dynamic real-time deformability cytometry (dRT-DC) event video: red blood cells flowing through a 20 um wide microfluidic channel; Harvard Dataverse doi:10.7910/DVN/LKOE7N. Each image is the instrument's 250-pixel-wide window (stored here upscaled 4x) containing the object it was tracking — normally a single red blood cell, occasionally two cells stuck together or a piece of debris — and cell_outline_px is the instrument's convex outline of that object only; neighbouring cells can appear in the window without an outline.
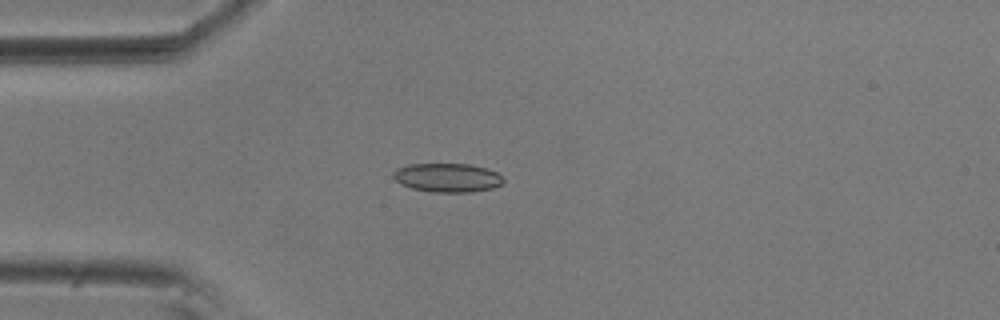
{"species": "common noctule bat (a hibernating species)", "species_latin": "Nyctalus noctula", "temperature_condition": "room temperature", "stored_images_in_passage": 18, "camera_frame_rate_fps": 3000, "um_per_image_px": 0.085, "animal": {"sex": "male", "body_mass_g": 20.5, "forearm_length_mm": 52.5}, "frame": {"image": 1, "passage_image": 15, "time_ms": 4.667, "image_size_px": [1000, 320], "cell_outline_px": [[504, 184], [492, 188], [472, 192], [432, 192], [412, 188], [396, 180], [392, 176], [392, 172], [396, 168], [408, 164], [468, 164], [488, 168], [496, 172], [504, 180]], "centroid_in_image_um": [38.04, 15.09], "position_along_channel_um": 47.0, "area_um2": 18.55}}